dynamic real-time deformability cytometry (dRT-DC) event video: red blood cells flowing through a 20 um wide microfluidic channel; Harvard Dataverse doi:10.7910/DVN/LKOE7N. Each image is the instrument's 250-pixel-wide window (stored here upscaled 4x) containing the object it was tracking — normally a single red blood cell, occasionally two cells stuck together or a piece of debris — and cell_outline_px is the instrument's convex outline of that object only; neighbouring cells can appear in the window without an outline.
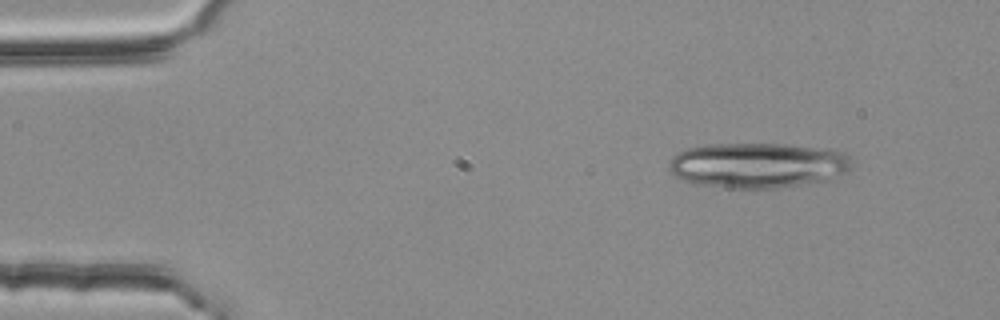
{"species": "common noctule bat (a hibernating species)", "species_latin": "Nyctalus noctula", "temperature_condition": "room temperature", "stored_images_in_passage": 3, "camera_frame_rate_fps": 3000, "um_per_image_px": 0.085, "animal": {"sex": "female", "body_mass_g": 25.1}, "frame": {"image": 1, "passage_image": 1, "time_ms": 0.0, "image_size_px": [1000, 320], "cell_outline_px": [[852, 168], [848, 172], [824, 180], [776, 188], [732, 188], [692, 184], [676, 176], [668, 168], [668, 164], [672, 156], [676, 152], [688, 148], [712, 144], [784, 144], [844, 152], [852, 156]], "centroid_in_image_um": [64.38, 14.05], "position_along_channel_um": 20.6, "area_um2": 48.15}}